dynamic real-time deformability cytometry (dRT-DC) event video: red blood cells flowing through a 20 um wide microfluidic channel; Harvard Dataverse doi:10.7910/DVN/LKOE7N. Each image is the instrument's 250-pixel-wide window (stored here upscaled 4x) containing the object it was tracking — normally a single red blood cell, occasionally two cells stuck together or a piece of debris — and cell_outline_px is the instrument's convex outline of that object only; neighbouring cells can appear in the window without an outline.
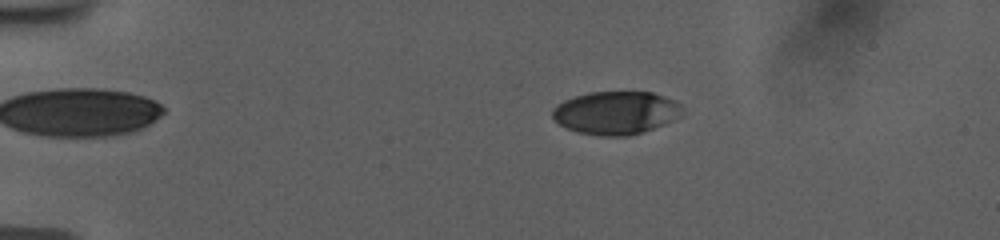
{"species": "human", "species_latin": "Homo sapiens", "temperature_condition": "room temperature", "stored_images_in_passage": 56, "camera_frame_rate_fps": 3000, "um_per_image_px": 0.085, "donor": {"sex": "female"}, "frame": {"image": 1, "passage_image": 12, "time_ms": 3.667, "image_size_px": [1000, 240], "cell_outline_px": [[680, 116], [664, 124], [628, 136], [604, 136], [576, 132], [564, 128], [552, 120], [552, 108], [556, 104], [564, 100], [588, 92], [652, 92], [664, 96], [680, 104]], "centroid_in_image_um": [52.27, 9.59], "position_along_channel_um": 32.7, "area_um2": 32.54}}
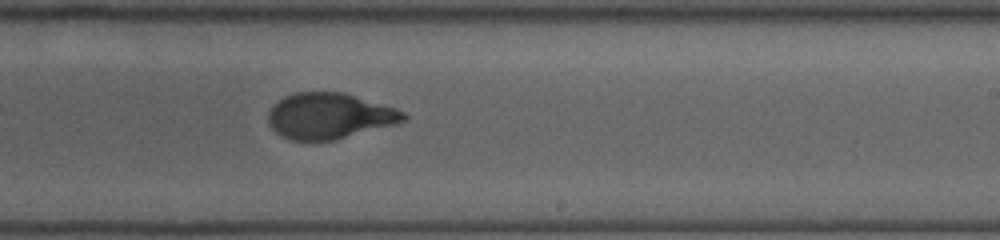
{"frame": {"image": 2, "passage_image": 36, "time_ms": 11.667, "image_size_px": [1000, 240], "cell_outline_px": [[408, 116], [404, 120], [392, 124], [332, 140], [292, 140], [280, 136], [268, 124], [268, 112], [284, 96], [296, 92], [344, 92], [396, 108], [404, 112]], "centroid_in_image_um": [27.96, 9.84], "position_along_channel_um": 261.0, "area_um2": 35.6}}
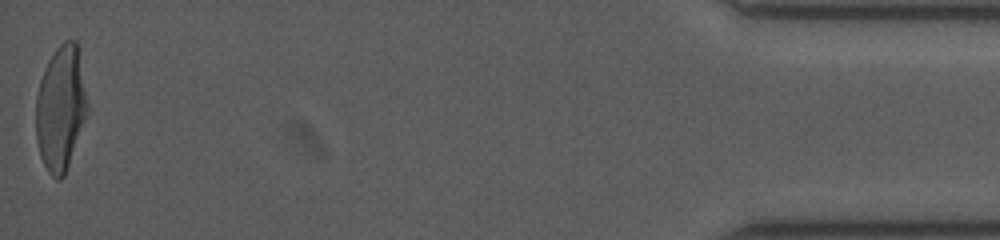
{"frame": {"image": 3, "passage_image": 56, "time_ms": 18.333, "image_size_px": [1000, 240], "cell_outline_px": [[88, 112], [64, 176], [60, 180], [56, 180], [48, 172], [40, 156], [36, 140], [36, 96], [40, 80], [44, 68], [48, 60], [56, 48], [64, 40], [76, 40], [88, 104]], "centroid_in_image_um": [5.15, 9.2], "position_along_channel_um": 430.1, "area_um2": 37.34}, "authors_computed_cell_mechanics": {"area_um2": 36.125, "velocity_mm_per_s": 3.7735, "shape_relaxation_time_tau1_ms": 4.6091, "shape_relaxation_time_tau2_ms": 0.8683, "deformation_change_tau1": 0.2084, "deformation_change_tau2": 0.0602}}